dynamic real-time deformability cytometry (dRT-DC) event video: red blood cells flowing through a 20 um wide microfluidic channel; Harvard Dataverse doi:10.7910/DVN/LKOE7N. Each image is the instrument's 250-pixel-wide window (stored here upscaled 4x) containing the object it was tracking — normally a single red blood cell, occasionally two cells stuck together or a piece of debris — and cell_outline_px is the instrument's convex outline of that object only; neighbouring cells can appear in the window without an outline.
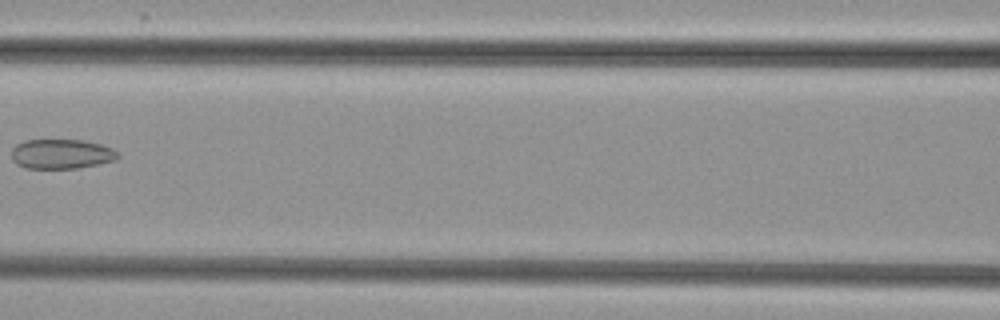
{"species": "common noctule bat (a hibernating species)", "species_latin": "Nyctalus noctula", "temperature_condition": "cold", "stored_images_in_passage": 6, "camera_frame_rate_fps": 3000, "um_per_image_px": 0.085, "animal": {"sex": "female", "body_mass_g": 29.2, "forearm_length_mm": 56.3}, "frame": {"image": 1, "passage_image": 5, "time_ms": 5.333, "image_size_px": [1000, 320], "cell_outline_px": [[120, 156], [116, 160], [76, 168], [28, 168], [16, 164], [12, 160], [12, 148], [16, 144], [24, 140], [84, 140], [100, 144], [112, 148]], "centroid_in_image_um": [5.2, 13.08], "position_along_channel_um": 161.4, "area_um2": 18.32}}
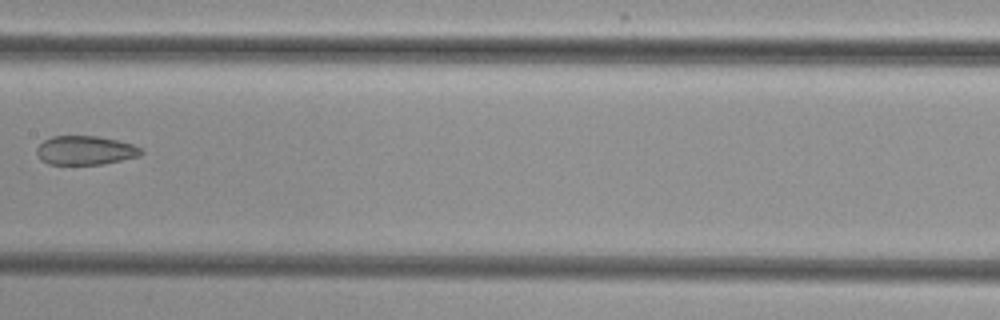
{"frame": {"image": 2, "passage_image": 6, "time_ms": 6.333, "image_size_px": [1000, 320], "cell_outline_px": [[144, 152], [140, 156], [104, 164], [48, 164], [40, 160], [36, 152], [36, 148], [44, 140], [52, 136], [96, 136], [120, 140], [132, 144], [140, 148]], "centroid_in_image_um": [7.25, 12.78], "position_along_channel_um": 200.1, "area_um2": 17.74}}